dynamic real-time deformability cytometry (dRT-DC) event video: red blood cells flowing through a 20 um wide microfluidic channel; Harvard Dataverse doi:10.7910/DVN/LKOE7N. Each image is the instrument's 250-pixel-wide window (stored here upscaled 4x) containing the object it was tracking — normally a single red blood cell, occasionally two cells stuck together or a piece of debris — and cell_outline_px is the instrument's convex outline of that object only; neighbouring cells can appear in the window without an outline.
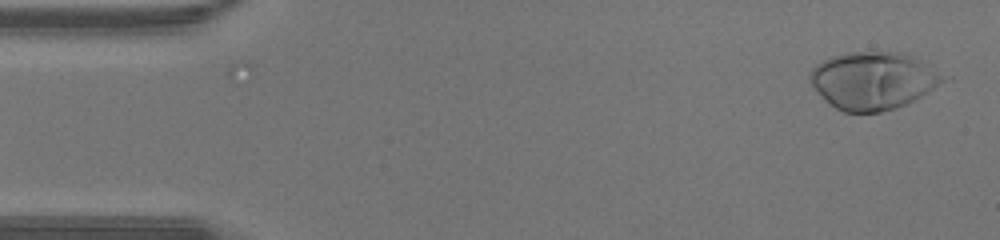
{"species": "human", "species_latin": "Homo sapiens", "temperature_condition": "warm", "stored_images_in_passage": 42, "camera_frame_rate_fps": 3000, "um_per_image_px": 0.085, "donor": {"sex": "male"}, "frame": {"image": 1, "passage_image": 2, "time_ms": 0.333, "image_size_px": [1000, 240], "cell_outline_px": [[944, 80], [920, 96], [896, 108], [880, 112], [844, 112], [836, 108], [808, 80], [808, 76], [812, 68], [816, 64], [832, 56], [848, 52], [900, 52], [912, 56], [940, 76]], "centroid_in_image_um": [74.12, 6.84], "position_along_channel_um": 10.9, "area_um2": 43.18}}
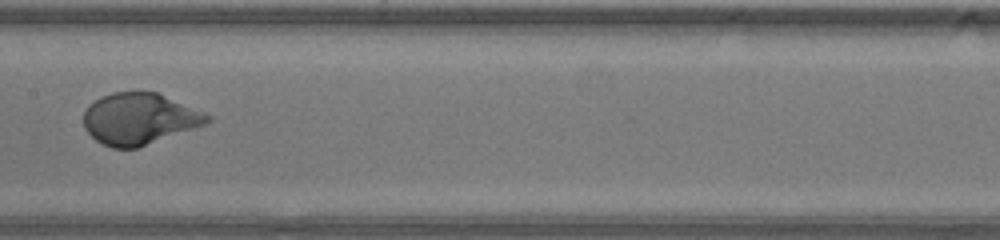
{"frame": {"image": 2, "passage_image": 21, "time_ms": 6.667, "image_size_px": [1000, 240], "cell_outline_px": [[212, 120], [208, 124], [136, 148], [112, 148], [96, 140], [84, 128], [84, 112], [88, 104], [112, 92], [156, 92], [212, 116]], "centroid_in_image_um": [11.85, 10.1], "position_along_channel_um": 195.5, "area_um2": 36.76}}
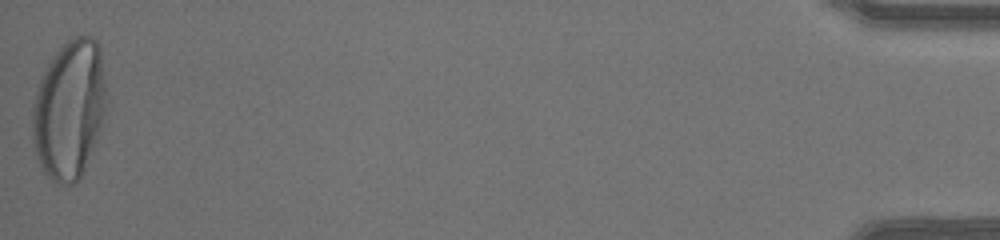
{"frame": {"image": 3, "passage_image": 42, "time_ms": 13.667, "image_size_px": [1000, 240], "cell_outline_px": [[104, 112], [96, 140], [80, 180], [72, 184], [56, 184], [44, 172], [40, 164], [36, 152], [32, 132], [32, 108], [36, 92], [40, 80], [52, 56], [60, 44], [76, 36], [92, 36], [96, 40], [100, 48], [104, 84]], "centroid_in_image_um": [5.86, 9.3], "position_along_channel_um": 429.3, "area_um2": 59.3}}